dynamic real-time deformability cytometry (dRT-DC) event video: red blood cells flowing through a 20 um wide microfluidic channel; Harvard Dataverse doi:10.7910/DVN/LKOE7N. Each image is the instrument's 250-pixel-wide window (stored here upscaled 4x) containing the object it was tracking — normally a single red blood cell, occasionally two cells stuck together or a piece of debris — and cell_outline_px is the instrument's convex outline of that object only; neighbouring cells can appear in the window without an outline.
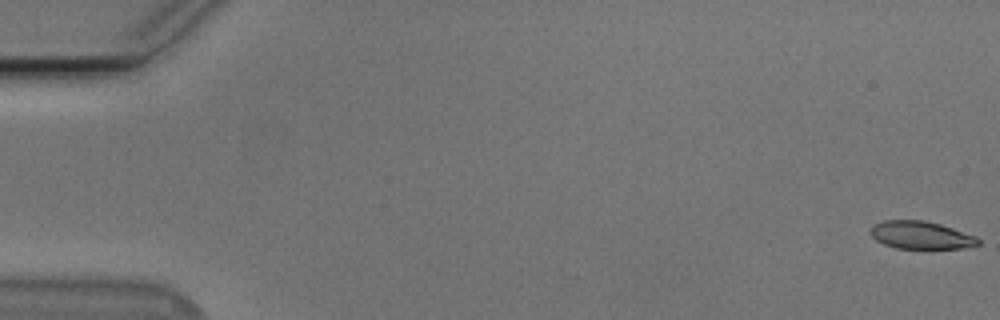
{"species": "Egyptian fruit bat (a non-hibernating species)", "species_latin": "Rousettus aegyptiacus", "temperature_condition": "cold", "stored_images_in_passage": 55, "camera_frame_rate_fps": 3000, "um_per_image_px": 0.085, "animal": {"sex": "male"}, "frame": {"image": 1, "passage_image": 1, "time_ms": 0.0, "image_size_px": [1000, 320], "cell_outline_px": [[980, 244], [960, 248], [896, 248], [884, 244], [876, 240], [872, 236], [872, 228], [876, 224], [884, 220], [924, 220], [940, 224], [976, 236], [980, 240]], "centroid_in_image_um": [78.3, 19.98], "position_along_channel_um": 6.7, "area_um2": 17.11}}
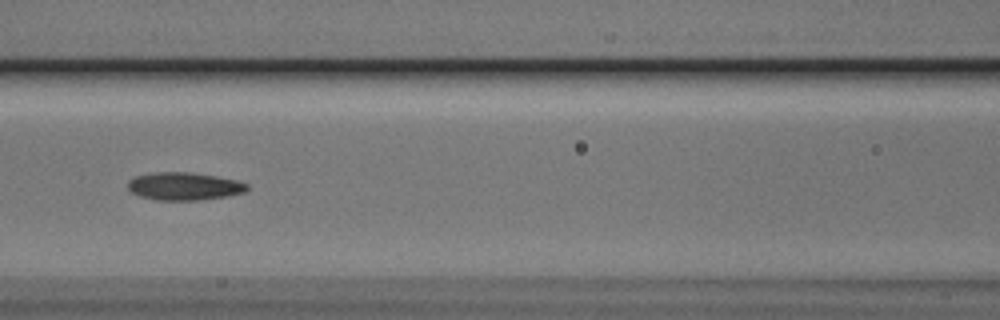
{"frame": {"image": 2, "passage_image": 25, "time_ms": 8.0, "image_size_px": [1000, 320], "cell_outline_px": [[248, 188], [244, 192], [228, 196], [200, 200], [156, 200], [140, 196], [132, 192], [128, 188], [128, 180], [136, 176], [156, 172], [188, 172], [216, 176], [236, 180], [248, 184]], "centroid_in_image_um": [15.65, 15.83], "position_along_channel_um": 150.9, "area_um2": 19.25}}
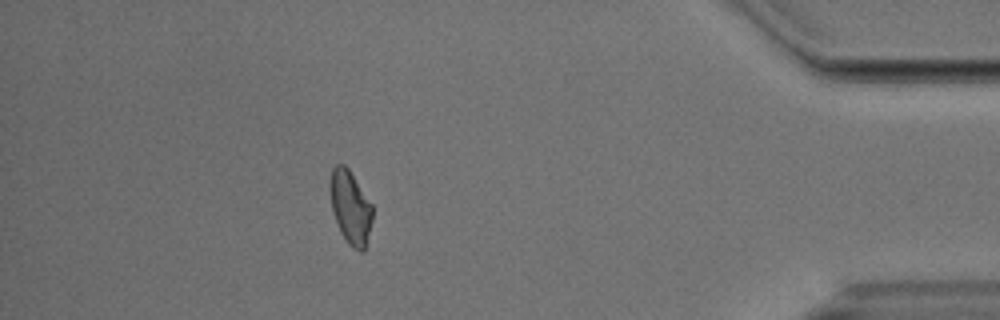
{"frame": {"image": 3, "passage_image": 49, "time_ms": 16.0, "image_size_px": [1000, 320], "cell_outline_px": [[372, 220], [364, 252], [360, 252], [352, 248], [348, 244], [340, 232], [332, 208], [328, 184], [332, 168], [336, 164], [344, 164], [348, 168], [372, 204]], "centroid_in_image_um": [29.77, 17.62], "position_along_channel_um": 405.4, "area_um2": 18.21}, "authors_computed_cell_mechanics": {"area_um2": 18.5538, "velocity_mm_per_s": 3.7693, "shape_relaxation_time_tau1_ms": 5.3911, "shape_relaxation_time_tau2_ms": 4.6699, "deformation_change_tau1": 0.1346, "deformation_change_tau2": 0.1072}}